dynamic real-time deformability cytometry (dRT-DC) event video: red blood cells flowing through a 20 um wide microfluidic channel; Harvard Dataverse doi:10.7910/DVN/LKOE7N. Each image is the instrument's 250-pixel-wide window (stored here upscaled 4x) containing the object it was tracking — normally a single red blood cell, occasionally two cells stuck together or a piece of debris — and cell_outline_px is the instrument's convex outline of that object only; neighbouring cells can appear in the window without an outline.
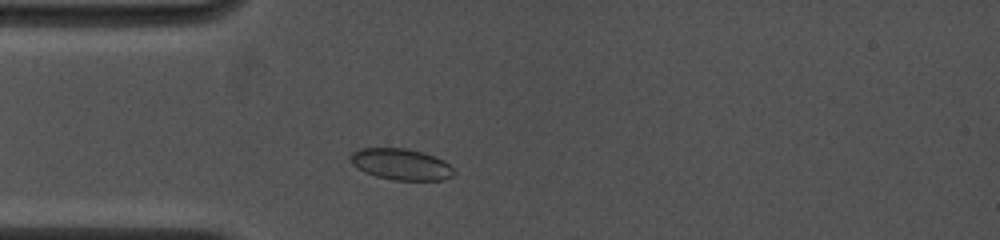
{"species": "common noctule bat (a hibernating species)", "species_latin": "Nyctalus noctula", "temperature_condition": "cold", "stored_images_in_passage": 32, "camera_frame_rate_fps": 4500, "um_per_image_px": 0.085, "animal": {"sex": "female", "body_mass_g": 19.0, "forearm_length_mm": 53.3}, "frame": {"image": 1, "passage_image": 4, "time_ms": 1.333, "image_size_px": [1000, 240], "cell_outline_px": [[456, 172], [452, 176], [444, 180], [396, 180], [376, 176], [364, 172], [352, 164], [348, 160], [348, 156], [352, 152], [360, 148], [408, 148], [444, 160]], "centroid_in_image_um": [34.05, 13.96], "position_along_channel_um": 50.9, "area_um2": 18.9}}
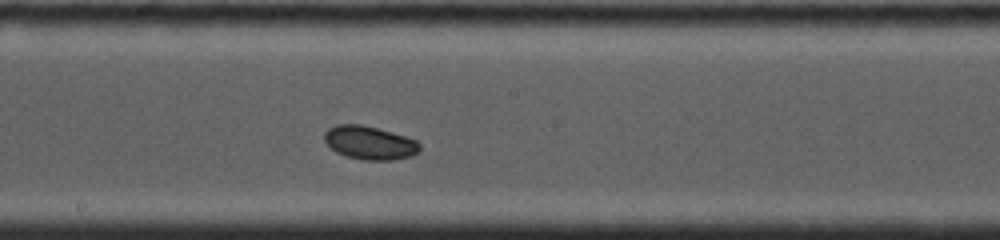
{"frame": {"image": 2, "passage_image": 18, "time_ms": 5.778, "image_size_px": [1000, 240], "cell_outline_px": [[420, 152], [412, 156], [392, 160], [364, 160], [348, 156], [336, 152], [324, 140], [324, 132], [328, 128], [336, 124], [360, 124], [392, 132], [416, 140], [420, 144]], "centroid_in_image_um": [31.43, 12.13], "position_along_channel_um": 216.8, "area_um2": 18.55}}
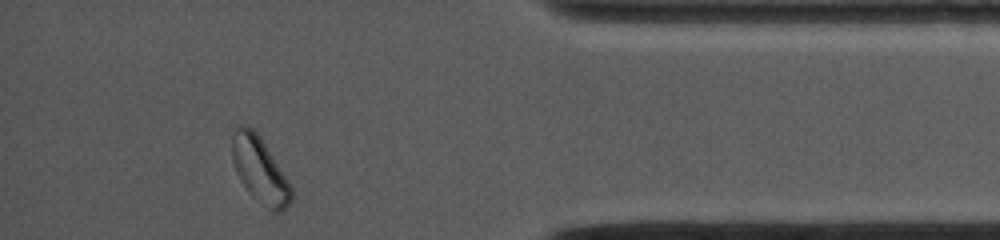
{"frame": {"image": 3, "passage_image": 32, "time_ms": 11.333, "image_size_px": [1000, 240], "cell_outline_px": [[292, 200], [280, 212], [272, 212], [252, 196], [240, 180], [236, 172], [232, 160], [232, 128], [236, 124], [248, 124], [256, 132], [264, 144], [292, 188]], "centroid_in_image_um": [22.03, 14.41], "position_along_channel_um": 413.2, "area_um2": 22.43}}